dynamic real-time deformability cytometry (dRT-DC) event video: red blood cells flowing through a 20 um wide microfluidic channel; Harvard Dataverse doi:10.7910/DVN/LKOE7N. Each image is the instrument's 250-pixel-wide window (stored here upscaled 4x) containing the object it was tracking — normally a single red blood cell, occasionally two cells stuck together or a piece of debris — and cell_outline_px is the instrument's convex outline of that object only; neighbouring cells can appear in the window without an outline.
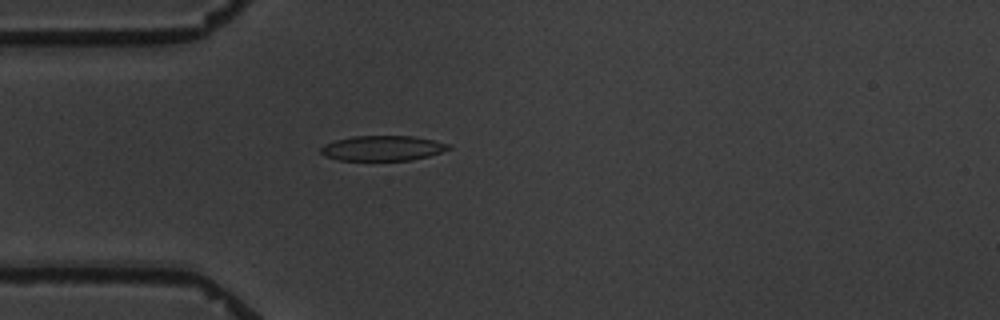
{"species": "common noctule bat (a hibernating species)", "species_latin": "Nyctalus noctula", "temperature_condition": "warm", "stored_images_in_passage": 4, "camera_frame_rate_fps": 3000, "um_per_image_px": 0.085, "animal": {"sex": "male", "body_mass_g": 19.5, "forearm_length_mm": 54.6}, "frame": {"image": 1, "passage_image": 4, "time_ms": 4.333, "image_size_px": [1000, 320], "cell_outline_px": [[452, 148], [428, 156], [412, 160], [340, 160], [324, 156], [320, 152], [320, 148], [324, 144], [336, 140], [352, 136], [412, 136], [452, 144]], "centroid_in_image_um": [32.52, 12.59], "position_along_channel_um": 52.5, "area_um2": 18.67}}